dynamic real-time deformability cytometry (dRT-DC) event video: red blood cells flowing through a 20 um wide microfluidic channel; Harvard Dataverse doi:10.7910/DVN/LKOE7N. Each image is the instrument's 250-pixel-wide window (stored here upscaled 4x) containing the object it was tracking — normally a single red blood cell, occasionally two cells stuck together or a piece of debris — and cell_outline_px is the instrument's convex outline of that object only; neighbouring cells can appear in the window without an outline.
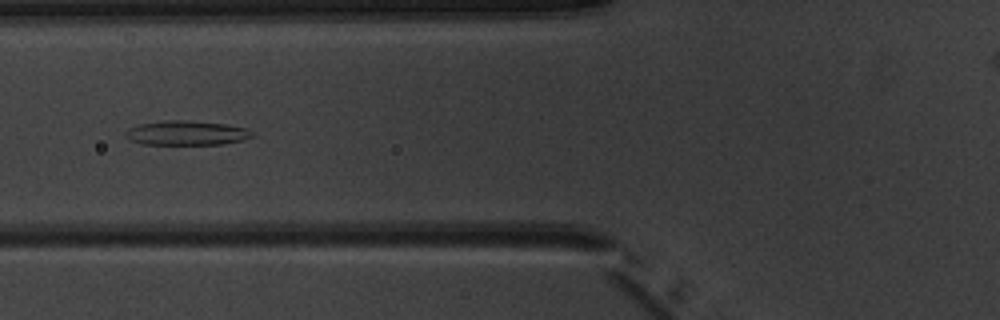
{"species": "common noctule bat (a hibernating species)", "species_latin": "Nyctalus noctula", "temperature_condition": "warm", "stored_images_in_passage": 6, "camera_frame_rate_fps": 3000, "um_per_image_px": 0.085, "animal": {"sex": "male", "body_mass_g": 20.1, "forearm_length_mm": 53.5}, "frame": {"image": 1, "passage_image": 5, "time_ms": 5.0, "image_size_px": [1000, 320], "cell_outline_px": [[252, 136], [244, 140], [224, 144], [144, 144], [132, 140], [124, 136], [124, 132], [128, 128], [140, 124], [164, 120], [184, 120], [228, 124], [248, 128], [252, 132]], "centroid_in_image_um": [15.87, 11.29], "position_along_channel_um": 109.9, "area_um2": 18.09}}
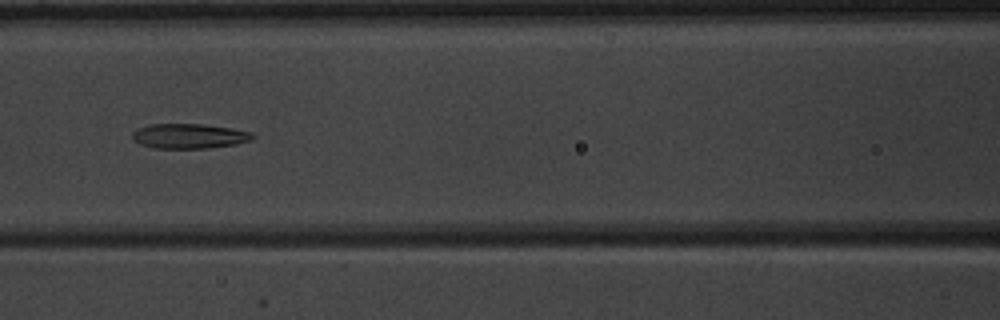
{"frame": {"image": 2, "passage_image": 6, "time_ms": 6.0, "image_size_px": [1000, 320], "cell_outline_px": [[256, 136], [252, 140], [236, 144], [208, 148], [152, 148], [140, 144], [132, 140], [132, 132], [136, 128], [148, 124], [200, 124], [232, 128], [252, 132]], "centroid_in_image_um": [16.06, 11.56], "position_along_channel_um": 150.5, "area_um2": 17.63}}